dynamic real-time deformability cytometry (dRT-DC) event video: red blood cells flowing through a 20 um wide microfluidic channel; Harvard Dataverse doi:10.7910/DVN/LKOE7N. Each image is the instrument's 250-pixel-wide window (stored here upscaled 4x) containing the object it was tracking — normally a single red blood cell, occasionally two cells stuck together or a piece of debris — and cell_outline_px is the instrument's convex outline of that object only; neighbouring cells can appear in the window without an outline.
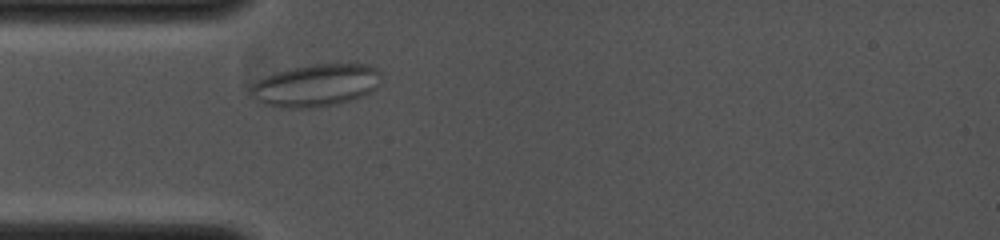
{"species": "common noctule bat (a hibernating species)", "species_latin": "Nyctalus noctula", "temperature_condition": "cold", "stored_images_in_passage": 3, "camera_frame_rate_fps": 4000, "um_per_image_px": 0.085, "animal": {"sex": "female", "body_mass_g": 19.0, "forearm_length_mm": 53.3}, "frame": {"image": 1, "passage_image": 3, "time_ms": 1.0, "image_size_px": [1000, 240], "cell_outline_px": [[380, 84], [376, 88], [360, 96], [336, 104], [312, 108], [280, 108], [264, 104], [256, 100], [248, 92], [248, 88], [256, 80], [264, 76], [292, 68], [316, 64], [372, 64], [380, 72]], "centroid_in_image_um": [26.81, 7.26], "position_along_channel_um": 58.2, "area_um2": 32.31}}